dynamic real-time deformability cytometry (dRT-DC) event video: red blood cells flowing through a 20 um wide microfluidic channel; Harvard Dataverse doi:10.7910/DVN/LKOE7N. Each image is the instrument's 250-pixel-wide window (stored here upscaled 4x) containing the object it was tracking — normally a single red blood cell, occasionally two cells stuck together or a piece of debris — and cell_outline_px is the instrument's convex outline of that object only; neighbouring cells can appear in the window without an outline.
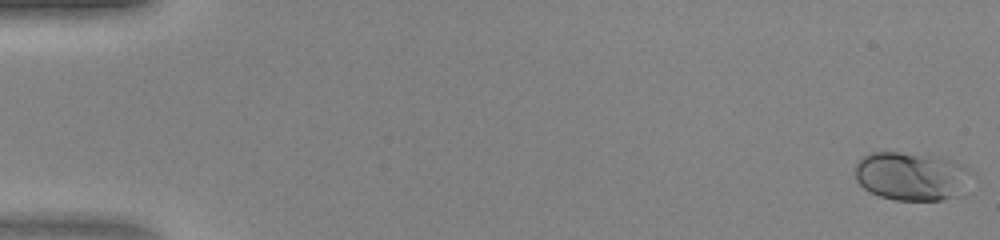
{"species": "human", "species_latin": "Homo sapiens", "temperature_condition": "warm", "stored_images_in_passage": 48, "camera_frame_rate_fps": 3000, "um_per_image_px": 0.085, "donor": {"sex": "female"}, "frame": {"image": 1, "passage_image": 1, "time_ms": 0.0, "image_size_px": [1000, 240], "cell_outline_px": [[964, 168], [952, 196], [944, 200], [896, 200], [880, 196], [864, 188], [856, 180], [856, 164], [860, 156], [868, 152], [900, 152], [940, 156], [956, 160], [964, 164]], "centroid_in_image_um": [77.24, 14.92], "position_along_channel_um": 7.8, "area_um2": 31.5}}
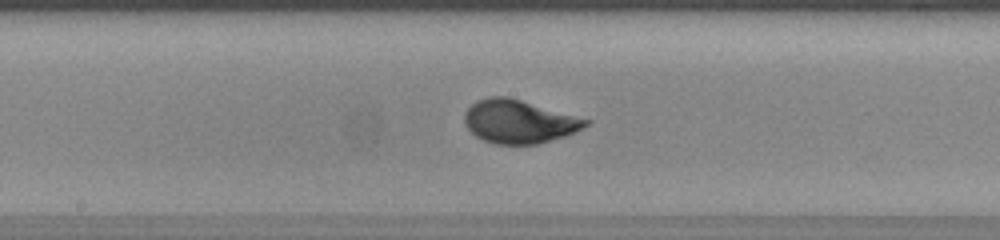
{"frame": {"image": 2, "passage_image": 26, "time_ms": 8.333, "image_size_px": [1000, 240], "cell_outline_px": [[592, 124], [584, 128], [564, 136], [536, 144], [496, 144], [484, 140], [476, 136], [464, 124], [464, 112], [476, 100], [488, 96], [508, 96], [592, 120]], "centroid_in_image_um": [44.12, 10.31], "position_along_channel_um": 204.1, "area_um2": 30.75}}
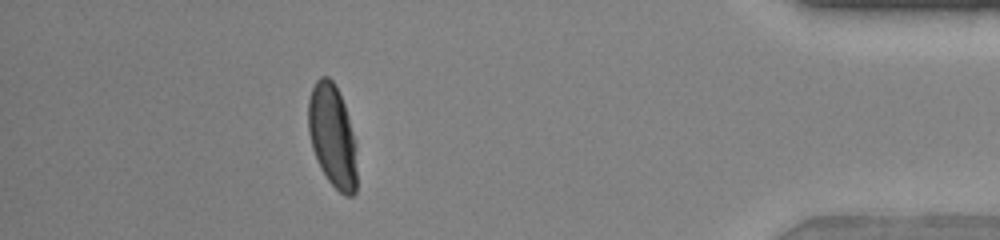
{"frame": {"image": 3, "passage_image": 43, "time_ms": 14.0, "image_size_px": [1000, 240], "cell_outline_px": [[356, 192], [352, 196], [344, 196], [328, 180], [320, 168], [312, 148], [308, 132], [308, 100], [312, 88], [316, 80], [320, 76], [328, 76], [332, 80], [344, 104], [348, 116], [356, 144]], "centroid_in_image_um": [28.25, 11.57], "position_along_channel_um": 407.0, "area_um2": 29.19}}